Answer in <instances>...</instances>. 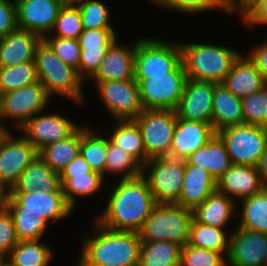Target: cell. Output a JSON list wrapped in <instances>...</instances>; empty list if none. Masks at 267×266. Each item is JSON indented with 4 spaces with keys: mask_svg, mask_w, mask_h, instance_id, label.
I'll return each mask as SVG.
<instances>
[{
    "mask_svg": "<svg viewBox=\"0 0 267 266\" xmlns=\"http://www.w3.org/2000/svg\"><path fill=\"white\" fill-rule=\"evenodd\" d=\"M8 133V128L6 126L4 127L3 123L0 122V143Z\"/></svg>",
    "mask_w": 267,
    "mask_h": 266,
    "instance_id": "11a10c76",
    "label": "cell"
},
{
    "mask_svg": "<svg viewBox=\"0 0 267 266\" xmlns=\"http://www.w3.org/2000/svg\"><path fill=\"white\" fill-rule=\"evenodd\" d=\"M19 241L40 240L45 233L48 221L40 214L10 213Z\"/></svg>",
    "mask_w": 267,
    "mask_h": 266,
    "instance_id": "60d3db41",
    "label": "cell"
},
{
    "mask_svg": "<svg viewBox=\"0 0 267 266\" xmlns=\"http://www.w3.org/2000/svg\"><path fill=\"white\" fill-rule=\"evenodd\" d=\"M134 121L142 134L146 162L151 158L169 156L177 122L176 111L143 109Z\"/></svg>",
    "mask_w": 267,
    "mask_h": 266,
    "instance_id": "ba28073f",
    "label": "cell"
},
{
    "mask_svg": "<svg viewBox=\"0 0 267 266\" xmlns=\"http://www.w3.org/2000/svg\"><path fill=\"white\" fill-rule=\"evenodd\" d=\"M158 5L182 13H201L212 9H222L229 13L228 0H149Z\"/></svg>",
    "mask_w": 267,
    "mask_h": 266,
    "instance_id": "f6af8a7d",
    "label": "cell"
},
{
    "mask_svg": "<svg viewBox=\"0 0 267 266\" xmlns=\"http://www.w3.org/2000/svg\"><path fill=\"white\" fill-rule=\"evenodd\" d=\"M80 154L89 164L91 169L103 177L107 154V139L95 134L88 127H81Z\"/></svg>",
    "mask_w": 267,
    "mask_h": 266,
    "instance_id": "8d00e7d4",
    "label": "cell"
},
{
    "mask_svg": "<svg viewBox=\"0 0 267 266\" xmlns=\"http://www.w3.org/2000/svg\"><path fill=\"white\" fill-rule=\"evenodd\" d=\"M225 228H216L192 220L187 244L222 253L226 258L230 239L226 237Z\"/></svg>",
    "mask_w": 267,
    "mask_h": 266,
    "instance_id": "d590c367",
    "label": "cell"
},
{
    "mask_svg": "<svg viewBox=\"0 0 267 266\" xmlns=\"http://www.w3.org/2000/svg\"><path fill=\"white\" fill-rule=\"evenodd\" d=\"M59 114L37 113L21 128L23 136L38 150L63 140L71 135L79 126Z\"/></svg>",
    "mask_w": 267,
    "mask_h": 266,
    "instance_id": "9a60e30c",
    "label": "cell"
},
{
    "mask_svg": "<svg viewBox=\"0 0 267 266\" xmlns=\"http://www.w3.org/2000/svg\"><path fill=\"white\" fill-rule=\"evenodd\" d=\"M192 210L178 204L157 203L138 231L141 241H169L181 247L189 239Z\"/></svg>",
    "mask_w": 267,
    "mask_h": 266,
    "instance_id": "5b68a950",
    "label": "cell"
},
{
    "mask_svg": "<svg viewBox=\"0 0 267 266\" xmlns=\"http://www.w3.org/2000/svg\"><path fill=\"white\" fill-rule=\"evenodd\" d=\"M181 246L169 241H142L139 266H180Z\"/></svg>",
    "mask_w": 267,
    "mask_h": 266,
    "instance_id": "1f68e13d",
    "label": "cell"
},
{
    "mask_svg": "<svg viewBox=\"0 0 267 266\" xmlns=\"http://www.w3.org/2000/svg\"><path fill=\"white\" fill-rule=\"evenodd\" d=\"M49 100L40 82L0 94V119L15 120L19 129L37 113L42 114Z\"/></svg>",
    "mask_w": 267,
    "mask_h": 266,
    "instance_id": "7c38bea8",
    "label": "cell"
},
{
    "mask_svg": "<svg viewBox=\"0 0 267 266\" xmlns=\"http://www.w3.org/2000/svg\"><path fill=\"white\" fill-rule=\"evenodd\" d=\"M43 38L27 30L16 29L0 38V67L34 62L37 45Z\"/></svg>",
    "mask_w": 267,
    "mask_h": 266,
    "instance_id": "603a6c76",
    "label": "cell"
},
{
    "mask_svg": "<svg viewBox=\"0 0 267 266\" xmlns=\"http://www.w3.org/2000/svg\"><path fill=\"white\" fill-rule=\"evenodd\" d=\"M241 228L251 232L267 233V187L242 199Z\"/></svg>",
    "mask_w": 267,
    "mask_h": 266,
    "instance_id": "836d02e7",
    "label": "cell"
},
{
    "mask_svg": "<svg viewBox=\"0 0 267 266\" xmlns=\"http://www.w3.org/2000/svg\"><path fill=\"white\" fill-rule=\"evenodd\" d=\"M187 79L183 62L167 76L135 79L143 109L175 110L183 95Z\"/></svg>",
    "mask_w": 267,
    "mask_h": 266,
    "instance_id": "30bf717a",
    "label": "cell"
},
{
    "mask_svg": "<svg viewBox=\"0 0 267 266\" xmlns=\"http://www.w3.org/2000/svg\"><path fill=\"white\" fill-rule=\"evenodd\" d=\"M6 260V258L0 256V266H2V263Z\"/></svg>",
    "mask_w": 267,
    "mask_h": 266,
    "instance_id": "6f0895ef",
    "label": "cell"
},
{
    "mask_svg": "<svg viewBox=\"0 0 267 266\" xmlns=\"http://www.w3.org/2000/svg\"><path fill=\"white\" fill-rule=\"evenodd\" d=\"M156 204L143 175L120 179L97 222L115 231L138 232Z\"/></svg>",
    "mask_w": 267,
    "mask_h": 266,
    "instance_id": "6da1fadb",
    "label": "cell"
},
{
    "mask_svg": "<svg viewBox=\"0 0 267 266\" xmlns=\"http://www.w3.org/2000/svg\"><path fill=\"white\" fill-rule=\"evenodd\" d=\"M100 99L117 121L134 120L143 107L135 79L96 82Z\"/></svg>",
    "mask_w": 267,
    "mask_h": 266,
    "instance_id": "5bb4252c",
    "label": "cell"
},
{
    "mask_svg": "<svg viewBox=\"0 0 267 266\" xmlns=\"http://www.w3.org/2000/svg\"><path fill=\"white\" fill-rule=\"evenodd\" d=\"M224 142L231 164L256 167L267 144V127L241 124L217 132Z\"/></svg>",
    "mask_w": 267,
    "mask_h": 266,
    "instance_id": "9c48e42d",
    "label": "cell"
},
{
    "mask_svg": "<svg viewBox=\"0 0 267 266\" xmlns=\"http://www.w3.org/2000/svg\"><path fill=\"white\" fill-rule=\"evenodd\" d=\"M182 62L189 79L222 83L240 53L226 46L180 43Z\"/></svg>",
    "mask_w": 267,
    "mask_h": 266,
    "instance_id": "3957f363",
    "label": "cell"
},
{
    "mask_svg": "<svg viewBox=\"0 0 267 266\" xmlns=\"http://www.w3.org/2000/svg\"><path fill=\"white\" fill-rule=\"evenodd\" d=\"M95 230L93 238L83 239L78 266H139L138 232L111 230L97 221Z\"/></svg>",
    "mask_w": 267,
    "mask_h": 266,
    "instance_id": "7a4b0ae2",
    "label": "cell"
},
{
    "mask_svg": "<svg viewBox=\"0 0 267 266\" xmlns=\"http://www.w3.org/2000/svg\"><path fill=\"white\" fill-rule=\"evenodd\" d=\"M216 84L188 78L183 95L175 109L177 118L211 124Z\"/></svg>",
    "mask_w": 267,
    "mask_h": 266,
    "instance_id": "ac0fdd59",
    "label": "cell"
},
{
    "mask_svg": "<svg viewBox=\"0 0 267 266\" xmlns=\"http://www.w3.org/2000/svg\"><path fill=\"white\" fill-rule=\"evenodd\" d=\"M222 84L239 98L255 93L267 85L253 61L241 54L234 61Z\"/></svg>",
    "mask_w": 267,
    "mask_h": 266,
    "instance_id": "d4e9b609",
    "label": "cell"
},
{
    "mask_svg": "<svg viewBox=\"0 0 267 266\" xmlns=\"http://www.w3.org/2000/svg\"><path fill=\"white\" fill-rule=\"evenodd\" d=\"M236 209L233 198L215 190L193 212V219L199 223L216 228H226Z\"/></svg>",
    "mask_w": 267,
    "mask_h": 266,
    "instance_id": "f1b7e54d",
    "label": "cell"
},
{
    "mask_svg": "<svg viewBox=\"0 0 267 266\" xmlns=\"http://www.w3.org/2000/svg\"><path fill=\"white\" fill-rule=\"evenodd\" d=\"M81 127L67 138L43 147L38 155L55 172L59 173L80 154Z\"/></svg>",
    "mask_w": 267,
    "mask_h": 266,
    "instance_id": "f546056e",
    "label": "cell"
},
{
    "mask_svg": "<svg viewBox=\"0 0 267 266\" xmlns=\"http://www.w3.org/2000/svg\"><path fill=\"white\" fill-rule=\"evenodd\" d=\"M67 0H21L16 3L18 28L42 38L54 28L58 13Z\"/></svg>",
    "mask_w": 267,
    "mask_h": 266,
    "instance_id": "e0dca14e",
    "label": "cell"
},
{
    "mask_svg": "<svg viewBox=\"0 0 267 266\" xmlns=\"http://www.w3.org/2000/svg\"><path fill=\"white\" fill-rule=\"evenodd\" d=\"M216 134L209 123L177 118L169 156L185 160Z\"/></svg>",
    "mask_w": 267,
    "mask_h": 266,
    "instance_id": "ffe728a7",
    "label": "cell"
},
{
    "mask_svg": "<svg viewBox=\"0 0 267 266\" xmlns=\"http://www.w3.org/2000/svg\"><path fill=\"white\" fill-rule=\"evenodd\" d=\"M135 52L136 43L129 48L116 40L91 78L96 82L134 79Z\"/></svg>",
    "mask_w": 267,
    "mask_h": 266,
    "instance_id": "7402d4cb",
    "label": "cell"
},
{
    "mask_svg": "<svg viewBox=\"0 0 267 266\" xmlns=\"http://www.w3.org/2000/svg\"><path fill=\"white\" fill-rule=\"evenodd\" d=\"M44 36L43 40L51 47L56 56L65 64L75 68L79 67L80 51L78 39L62 38L52 35Z\"/></svg>",
    "mask_w": 267,
    "mask_h": 266,
    "instance_id": "bcb514c9",
    "label": "cell"
},
{
    "mask_svg": "<svg viewBox=\"0 0 267 266\" xmlns=\"http://www.w3.org/2000/svg\"><path fill=\"white\" fill-rule=\"evenodd\" d=\"M184 173L185 160L171 156L151 158L142 166V175L159 204L179 205Z\"/></svg>",
    "mask_w": 267,
    "mask_h": 266,
    "instance_id": "8992f818",
    "label": "cell"
},
{
    "mask_svg": "<svg viewBox=\"0 0 267 266\" xmlns=\"http://www.w3.org/2000/svg\"><path fill=\"white\" fill-rule=\"evenodd\" d=\"M245 25L253 29L255 25L267 24V0H263L244 19Z\"/></svg>",
    "mask_w": 267,
    "mask_h": 266,
    "instance_id": "f907efd6",
    "label": "cell"
},
{
    "mask_svg": "<svg viewBox=\"0 0 267 266\" xmlns=\"http://www.w3.org/2000/svg\"><path fill=\"white\" fill-rule=\"evenodd\" d=\"M52 249L36 241H19L6 256L13 266H48L53 258Z\"/></svg>",
    "mask_w": 267,
    "mask_h": 266,
    "instance_id": "e575fe53",
    "label": "cell"
},
{
    "mask_svg": "<svg viewBox=\"0 0 267 266\" xmlns=\"http://www.w3.org/2000/svg\"><path fill=\"white\" fill-rule=\"evenodd\" d=\"M116 123L109 140L133 156L143 166L146 163V151L139 126L134 120L117 121Z\"/></svg>",
    "mask_w": 267,
    "mask_h": 266,
    "instance_id": "4dcf8cb0",
    "label": "cell"
},
{
    "mask_svg": "<svg viewBox=\"0 0 267 266\" xmlns=\"http://www.w3.org/2000/svg\"><path fill=\"white\" fill-rule=\"evenodd\" d=\"M80 9L83 29H114L109 10L98 0H73Z\"/></svg>",
    "mask_w": 267,
    "mask_h": 266,
    "instance_id": "b9f144b4",
    "label": "cell"
},
{
    "mask_svg": "<svg viewBox=\"0 0 267 266\" xmlns=\"http://www.w3.org/2000/svg\"><path fill=\"white\" fill-rule=\"evenodd\" d=\"M121 173V179L142 175V165L129 153L118 148L107 138L105 173Z\"/></svg>",
    "mask_w": 267,
    "mask_h": 266,
    "instance_id": "f35d334b",
    "label": "cell"
},
{
    "mask_svg": "<svg viewBox=\"0 0 267 266\" xmlns=\"http://www.w3.org/2000/svg\"><path fill=\"white\" fill-rule=\"evenodd\" d=\"M3 201V193L0 191V205L2 204Z\"/></svg>",
    "mask_w": 267,
    "mask_h": 266,
    "instance_id": "680465c9",
    "label": "cell"
},
{
    "mask_svg": "<svg viewBox=\"0 0 267 266\" xmlns=\"http://www.w3.org/2000/svg\"><path fill=\"white\" fill-rule=\"evenodd\" d=\"M38 156V150L24 137L10 132L0 143V191L8 192L23 171Z\"/></svg>",
    "mask_w": 267,
    "mask_h": 266,
    "instance_id": "4fadbf2b",
    "label": "cell"
},
{
    "mask_svg": "<svg viewBox=\"0 0 267 266\" xmlns=\"http://www.w3.org/2000/svg\"><path fill=\"white\" fill-rule=\"evenodd\" d=\"M244 124L267 127V85L241 98Z\"/></svg>",
    "mask_w": 267,
    "mask_h": 266,
    "instance_id": "7bdbcfd3",
    "label": "cell"
},
{
    "mask_svg": "<svg viewBox=\"0 0 267 266\" xmlns=\"http://www.w3.org/2000/svg\"><path fill=\"white\" fill-rule=\"evenodd\" d=\"M116 40L114 29H83L78 38L81 51L77 69L83 81L95 74L109 47Z\"/></svg>",
    "mask_w": 267,
    "mask_h": 266,
    "instance_id": "d6986e66",
    "label": "cell"
},
{
    "mask_svg": "<svg viewBox=\"0 0 267 266\" xmlns=\"http://www.w3.org/2000/svg\"><path fill=\"white\" fill-rule=\"evenodd\" d=\"M2 204L10 213L40 214L49 222L64 219L73 208L68 204L63 192H6Z\"/></svg>",
    "mask_w": 267,
    "mask_h": 266,
    "instance_id": "8fae6325",
    "label": "cell"
},
{
    "mask_svg": "<svg viewBox=\"0 0 267 266\" xmlns=\"http://www.w3.org/2000/svg\"><path fill=\"white\" fill-rule=\"evenodd\" d=\"M182 62L180 44L156 38L136 41L134 79L167 76Z\"/></svg>",
    "mask_w": 267,
    "mask_h": 266,
    "instance_id": "52a82bcc",
    "label": "cell"
},
{
    "mask_svg": "<svg viewBox=\"0 0 267 266\" xmlns=\"http://www.w3.org/2000/svg\"><path fill=\"white\" fill-rule=\"evenodd\" d=\"M59 177L65 199L73 209L76 207V196L87 197L99 192L105 178L95 171L85 175H59Z\"/></svg>",
    "mask_w": 267,
    "mask_h": 266,
    "instance_id": "d6a6232c",
    "label": "cell"
},
{
    "mask_svg": "<svg viewBox=\"0 0 267 266\" xmlns=\"http://www.w3.org/2000/svg\"><path fill=\"white\" fill-rule=\"evenodd\" d=\"M265 188L256 167L250 165H231L230 168L216 180V190L229 198L245 199L261 192ZM231 196H230V195Z\"/></svg>",
    "mask_w": 267,
    "mask_h": 266,
    "instance_id": "44dd1931",
    "label": "cell"
},
{
    "mask_svg": "<svg viewBox=\"0 0 267 266\" xmlns=\"http://www.w3.org/2000/svg\"><path fill=\"white\" fill-rule=\"evenodd\" d=\"M212 127L216 133L224 128L244 124L241 98L236 97L222 83L214 87Z\"/></svg>",
    "mask_w": 267,
    "mask_h": 266,
    "instance_id": "4316f807",
    "label": "cell"
},
{
    "mask_svg": "<svg viewBox=\"0 0 267 266\" xmlns=\"http://www.w3.org/2000/svg\"><path fill=\"white\" fill-rule=\"evenodd\" d=\"M185 162L209 171L216 180L232 165L226 146L217 134L205 146L187 157Z\"/></svg>",
    "mask_w": 267,
    "mask_h": 266,
    "instance_id": "83f0119b",
    "label": "cell"
},
{
    "mask_svg": "<svg viewBox=\"0 0 267 266\" xmlns=\"http://www.w3.org/2000/svg\"><path fill=\"white\" fill-rule=\"evenodd\" d=\"M19 242L13 218L9 210L3 205H0V256L6 258L9 252Z\"/></svg>",
    "mask_w": 267,
    "mask_h": 266,
    "instance_id": "7dc6e473",
    "label": "cell"
},
{
    "mask_svg": "<svg viewBox=\"0 0 267 266\" xmlns=\"http://www.w3.org/2000/svg\"><path fill=\"white\" fill-rule=\"evenodd\" d=\"M256 168L260 174L261 180L265 187H267V144L264 148V151L261 155V158L256 165Z\"/></svg>",
    "mask_w": 267,
    "mask_h": 266,
    "instance_id": "db71d44e",
    "label": "cell"
},
{
    "mask_svg": "<svg viewBox=\"0 0 267 266\" xmlns=\"http://www.w3.org/2000/svg\"><path fill=\"white\" fill-rule=\"evenodd\" d=\"M250 53L248 57L253 61L267 84V40L253 48Z\"/></svg>",
    "mask_w": 267,
    "mask_h": 266,
    "instance_id": "681fc988",
    "label": "cell"
},
{
    "mask_svg": "<svg viewBox=\"0 0 267 266\" xmlns=\"http://www.w3.org/2000/svg\"><path fill=\"white\" fill-rule=\"evenodd\" d=\"M34 62L38 81L50 97L57 93L67 99L72 98L76 103H83L84 81L77 70L62 62L43 39L36 47Z\"/></svg>",
    "mask_w": 267,
    "mask_h": 266,
    "instance_id": "277c9868",
    "label": "cell"
},
{
    "mask_svg": "<svg viewBox=\"0 0 267 266\" xmlns=\"http://www.w3.org/2000/svg\"><path fill=\"white\" fill-rule=\"evenodd\" d=\"M2 266H13L10 262H8L7 260H5L3 263H2Z\"/></svg>",
    "mask_w": 267,
    "mask_h": 266,
    "instance_id": "9f6ffc18",
    "label": "cell"
},
{
    "mask_svg": "<svg viewBox=\"0 0 267 266\" xmlns=\"http://www.w3.org/2000/svg\"><path fill=\"white\" fill-rule=\"evenodd\" d=\"M63 192L59 173L52 170L38 155L23 171L8 192Z\"/></svg>",
    "mask_w": 267,
    "mask_h": 266,
    "instance_id": "484cf974",
    "label": "cell"
},
{
    "mask_svg": "<svg viewBox=\"0 0 267 266\" xmlns=\"http://www.w3.org/2000/svg\"><path fill=\"white\" fill-rule=\"evenodd\" d=\"M262 1L263 0H228L229 13L232 14L236 10L240 12L241 18L244 19Z\"/></svg>",
    "mask_w": 267,
    "mask_h": 266,
    "instance_id": "f5cc1de1",
    "label": "cell"
},
{
    "mask_svg": "<svg viewBox=\"0 0 267 266\" xmlns=\"http://www.w3.org/2000/svg\"><path fill=\"white\" fill-rule=\"evenodd\" d=\"M18 29L16 4L0 0V38Z\"/></svg>",
    "mask_w": 267,
    "mask_h": 266,
    "instance_id": "c3c4849f",
    "label": "cell"
},
{
    "mask_svg": "<svg viewBox=\"0 0 267 266\" xmlns=\"http://www.w3.org/2000/svg\"><path fill=\"white\" fill-rule=\"evenodd\" d=\"M180 266H227V258L217 251L186 244L181 247Z\"/></svg>",
    "mask_w": 267,
    "mask_h": 266,
    "instance_id": "ee69618b",
    "label": "cell"
},
{
    "mask_svg": "<svg viewBox=\"0 0 267 266\" xmlns=\"http://www.w3.org/2000/svg\"><path fill=\"white\" fill-rule=\"evenodd\" d=\"M54 31L56 35H54ZM83 32L80 9L73 0H67L61 7L50 35L78 39Z\"/></svg>",
    "mask_w": 267,
    "mask_h": 266,
    "instance_id": "ab89813d",
    "label": "cell"
},
{
    "mask_svg": "<svg viewBox=\"0 0 267 266\" xmlns=\"http://www.w3.org/2000/svg\"><path fill=\"white\" fill-rule=\"evenodd\" d=\"M215 190L216 179L209 171L185 162L179 205L193 211Z\"/></svg>",
    "mask_w": 267,
    "mask_h": 266,
    "instance_id": "cb8c5ba5",
    "label": "cell"
},
{
    "mask_svg": "<svg viewBox=\"0 0 267 266\" xmlns=\"http://www.w3.org/2000/svg\"><path fill=\"white\" fill-rule=\"evenodd\" d=\"M19 1H21V0H14V1H12L14 4H16L17 2H19Z\"/></svg>",
    "mask_w": 267,
    "mask_h": 266,
    "instance_id": "91938a15",
    "label": "cell"
},
{
    "mask_svg": "<svg viewBox=\"0 0 267 266\" xmlns=\"http://www.w3.org/2000/svg\"><path fill=\"white\" fill-rule=\"evenodd\" d=\"M93 172L83 156L79 154L60 172L59 175H85Z\"/></svg>",
    "mask_w": 267,
    "mask_h": 266,
    "instance_id": "816d5d0a",
    "label": "cell"
},
{
    "mask_svg": "<svg viewBox=\"0 0 267 266\" xmlns=\"http://www.w3.org/2000/svg\"><path fill=\"white\" fill-rule=\"evenodd\" d=\"M228 238L227 266H267V233L237 228Z\"/></svg>",
    "mask_w": 267,
    "mask_h": 266,
    "instance_id": "2e32d148",
    "label": "cell"
},
{
    "mask_svg": "<svg viewBox=\"0 0 267 266\" xmlns=\"http://www.w3.org/2000/svg\"><path fill=\"white\" fill-rule=\"evenodd\" d=\"M39 82L35 62L0 67V94Z\"/></svg>",
    "mask_w": 267,
    "mask_h": 266,
    "instance_id": "74e56055",
    "label": "cell"
}]
</instances>
